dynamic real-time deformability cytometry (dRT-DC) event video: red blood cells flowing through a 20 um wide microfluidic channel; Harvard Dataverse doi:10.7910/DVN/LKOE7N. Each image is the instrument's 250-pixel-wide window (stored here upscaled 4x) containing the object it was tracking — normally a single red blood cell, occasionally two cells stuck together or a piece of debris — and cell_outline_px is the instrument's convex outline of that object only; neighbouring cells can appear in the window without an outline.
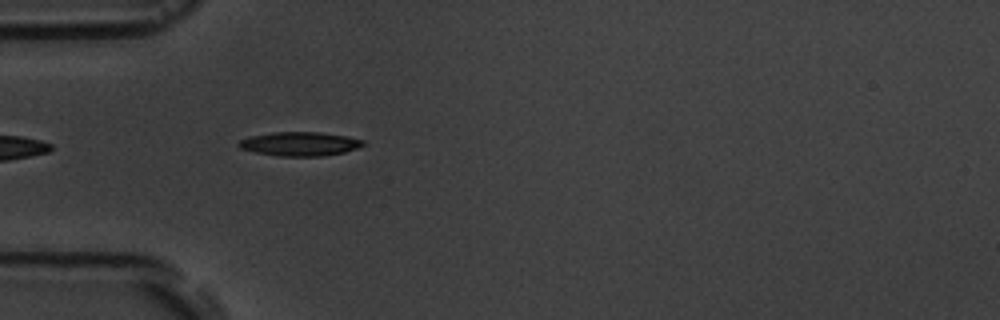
{"species": "common noctule bat (a hibernating species)", "species_latin": "Nyctalus noctula", "temperature_condition": "room temperature", "stored_images_in_passage": 16, "camera_frame_rate_fps": 3000, "um_per_image_px": 0.085, "animal": {"sex": "male", "body_mass_g": 19.5, "forearm_length_mm": 54.6}, "frame": {"image": 1, "passage_image": 5, "time_ms": 4.333, "image_size_px": [1000, 320], "cell_outline_px": [[364, 144], [356, 148], [344, 152], [324, 156], [280, 156], [256, 152], [240, 148], [236, 144], [240, 140], [248, 136], [272, 132], [320, 132], [348, 136], [364, 140]], "centroid_in_image_um": [25.46, 12.22], "position_along_channel_um": 59.5, "area_um2": 17.4}}
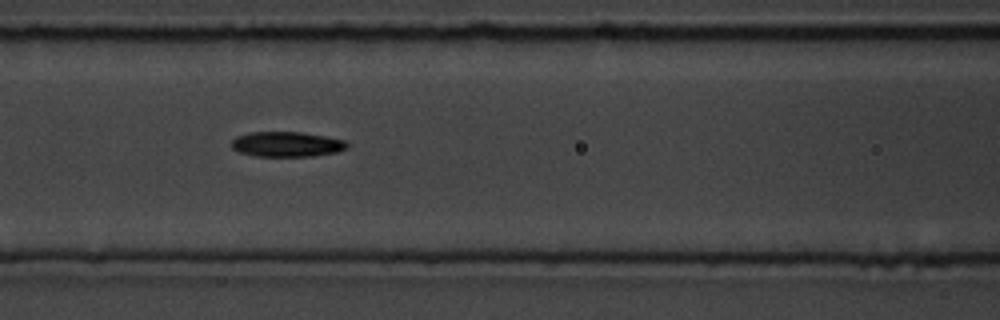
{"frame": {"image": 2, "passage_image": 7, "time_ms": 6.667, "image_size_px": [1000, 320], "cell_outline_px": [[348, 148], [336, 152], [312, 156], [252, 156], [236, 152], [232, 148], [232, 140], [236, 136], [248, 132], [300, 132], [328, 136], [344, 140], [348, 144]], "centroid_in_image_um": [24.34, 12.26], "position_along_channel_um": 142.3, "area_um2": 17.11}}
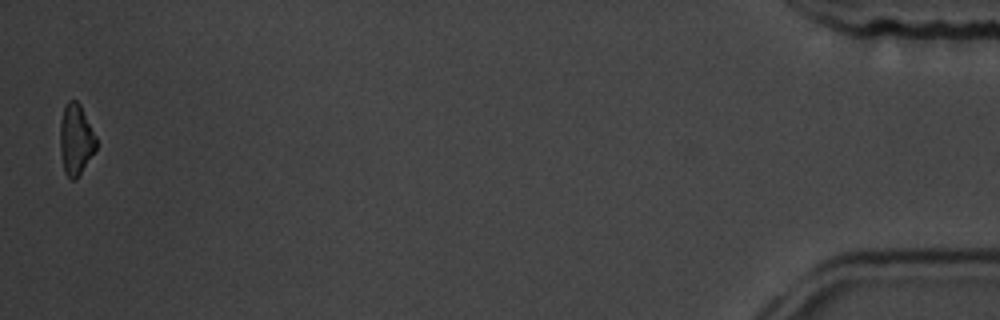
{"frame": {"image": 3, "passage_image": 16, "time_ms": 17.0, "image_size_px": [1000, 320], "cell_outline_px": [[96, 148], [76, 180], [72, 180], [64, 172], [60, 152], [60, 124], [64, 104], [68, 100], [76, 100], [80, 104], [96, 136]], "centroid_in_image_um": [6.43, 11.84], "position_along_channel_um": 428.8, "area_um2": 14.91}, "authors_computed_cell_mechanics": {"area_um2": 17.34, "velocity_mm_per_s": 3.6867, "shape_relaxation_time_tau1_ms": 2.3442, "shape_relaxation_time_tau2_ms": null, "deformation_change_tau1": 0.0943, "deformation_change_tau2": null}}